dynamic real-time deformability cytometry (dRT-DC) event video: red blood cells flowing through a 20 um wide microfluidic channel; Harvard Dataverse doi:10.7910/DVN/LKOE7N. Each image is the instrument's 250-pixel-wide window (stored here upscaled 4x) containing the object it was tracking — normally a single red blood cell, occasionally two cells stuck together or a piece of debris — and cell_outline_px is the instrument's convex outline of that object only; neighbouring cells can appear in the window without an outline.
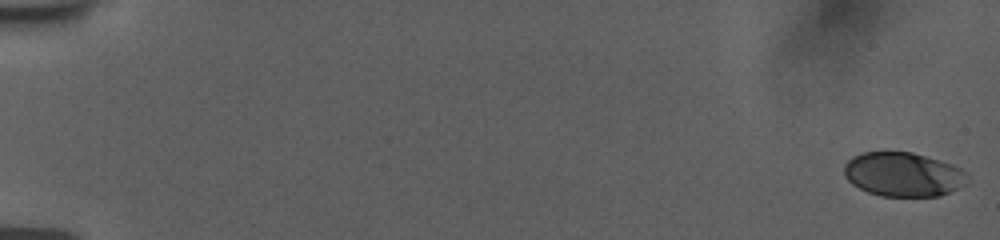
{"species": "human", "species_latin": "Homo sapiens", "temperature_condition": "room temperature", "stored_images_in_passage": 56, "camera_frame_rate_fps": 3000, "um_per_image_px": 0.085, "donor": {"sex": "female"}, "frame": {"image": 1, "passage_image": 1, "time_ms": 0.0, "image_size_px": [1000, 240], "cell_outline_px": [[964, 172], [956, 188], [940, 196], [880, 196], [868, 192], [852, 184], [844, 176], [844, 164], [852, 156], [860, 152], [912, 152], [952, 164], [960, 168]], "centroid_in_image_um": [76.63, 14.81], "position_along_channel_um": 8.4, "area_um2": 31.1}}
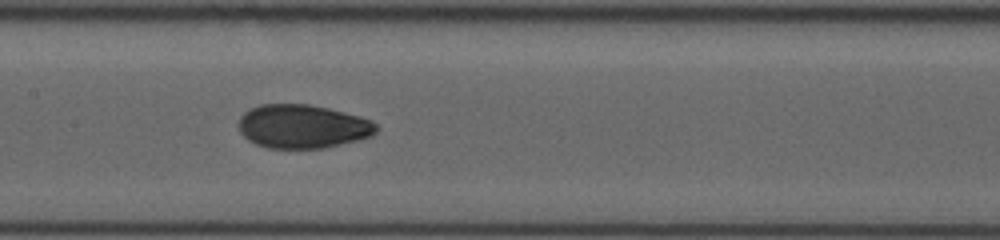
{"frame": {"image": 2, "passage_image": 30, "time_ms": 9.667, "image_size_px": [1000, 240], "cell_outline_px": [[380, 128], [372, 136], [360, 140], [324, 148], [268, 148], [256, 144], [248, 140], [240, 132], [240, 116], [248, 108], [260, 104], [308, 104], [328, 108], [360, 116], [372, 120]], "centroid_in_image_um": [25.75, 10.74], "position_along_channel_um": 181.7, "area_um2": 35.32}}
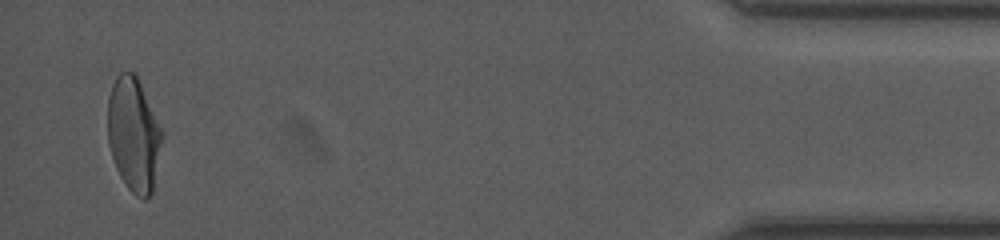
{"frame": {"image": 3, "passage_image": 55, "time_ms": 18.0, "image_size_px": [1000, 240], "cell_outline_px": [[164, 132], [152, 192], [144, 200], [136, 196], [128, 188], [120, 176], [116, 168], [108, 144], [108, 96], [112, 84], [116, 76], [120, 72], [136, 72]], "centroid_in_image_um": [11.37, 11.39], "position_along_channel_um": 423.8, "area_um2": 36.41}, "authors_computed_cell_mechanics": {"area_um2": 34.7956, "velocity_mm_per_s": 3.7581, "shape_relaxation_time_tau1_ms": 6.0311, "shape_relaxation_time_tau2_ms": 1.0701, "deformation_change_tau1": 0.2126, "deformation_change_tau2": 0.0485}}